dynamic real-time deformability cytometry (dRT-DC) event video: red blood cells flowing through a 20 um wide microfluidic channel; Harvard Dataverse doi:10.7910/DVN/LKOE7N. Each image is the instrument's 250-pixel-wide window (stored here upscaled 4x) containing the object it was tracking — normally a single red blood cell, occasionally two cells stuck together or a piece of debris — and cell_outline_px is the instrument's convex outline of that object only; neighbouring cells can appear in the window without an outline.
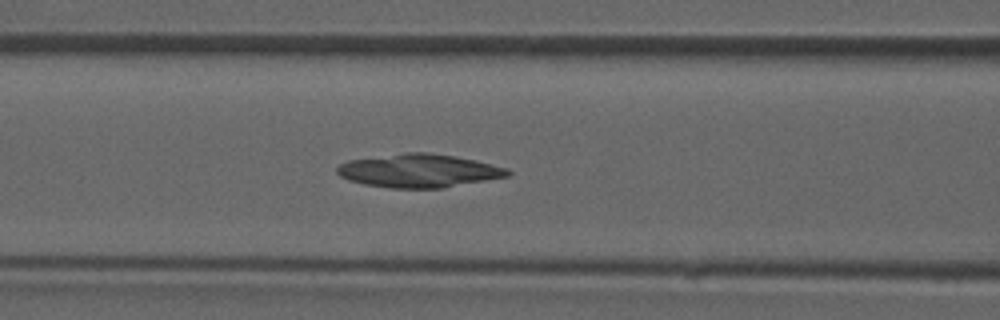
{"species": "common noctule bat (a hibernating species)", "species_latin": "Nyctalus noctula", "temperature_condition": "room temperature", "stored_images_in_passage": 34, "camera_frame_rate_fps": 3000, "um_per_image_px": 0.085, "animal": {"sex": "male", "forearm_length_mm": 52.5}, "frame": {"image": 1, "passage_image": 6, "time_ms": 1.667, "image_size_px": [1000, 320], "cell_outline_px": [[512, 172], [508, 176], [444, 188], [392, 188], [364, 184], [348, 180], [340, 176], [336, 172], [336, 168], [340, 164], [348, 160], [404, 152], [428, 152], [456, 156], [508, 168]], "centroid_in_image_um": [35.59, 14.51], "position_along_channel_um": 131.0, "area_um2": 33.23}}